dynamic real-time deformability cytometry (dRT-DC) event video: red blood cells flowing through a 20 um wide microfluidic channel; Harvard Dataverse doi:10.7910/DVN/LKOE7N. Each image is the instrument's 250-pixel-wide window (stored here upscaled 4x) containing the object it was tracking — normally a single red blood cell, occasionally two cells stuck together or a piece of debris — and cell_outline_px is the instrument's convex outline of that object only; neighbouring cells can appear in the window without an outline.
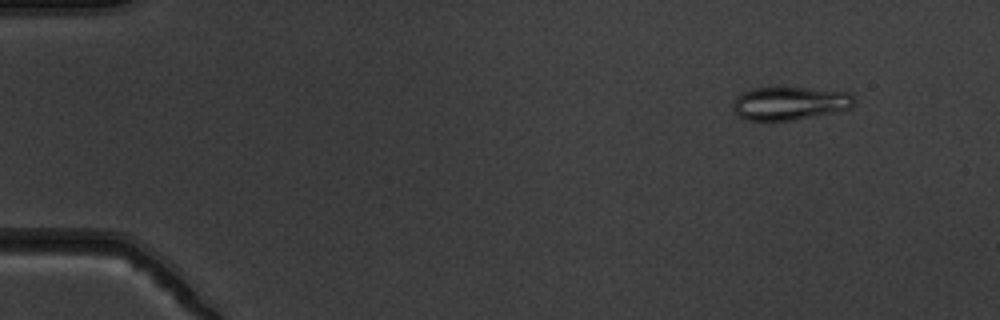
{"species": "common noctule bat (a hibernating species)", "species_latin": "Nyctalus noctula", "temperature_condition": "warm", "stored_images_in_passage": 54, "camera_frame_rate_fps": 3000, "um_per_image_px": 0.085, "animal": {"sex": "male", "body_mass_g": 19.5, "forearm_length_mm": 54.6}, "frame": {"image": 1, "passage_image": 6, "time_ms": 1.667, "image_size_px": [1000, 320], "cell_outline_px": [[856, 100], [852, 108], [792, 120], [744, 120], [732, 108], [732, 104], [736, 96], [752, 88], [804, 88], [852, 92], [856, 96]], "centroid_in_image_um": [67.16, 8.77], "position_along_channel_um": 17.8, "area_um2": 23.41}}
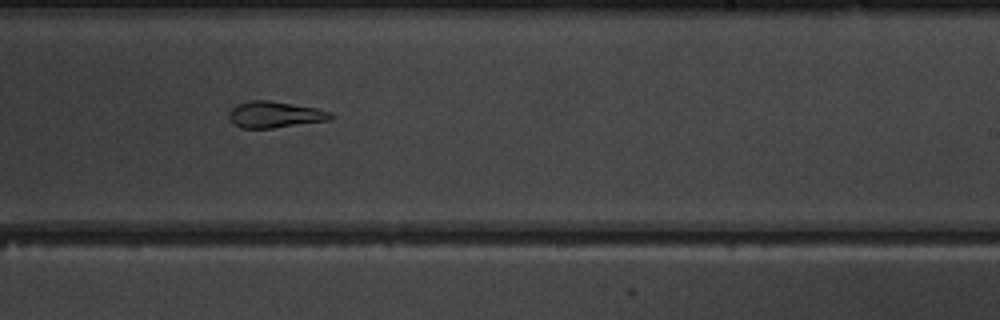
{"frame": {"image": 2, "passage_image": 34, "time_ms": 11.0, "image_size_px": [1000, 320], "cell_outline_px": [[336, 116], [332, 120], [272, 128], [240, 128], [232, 124], [228, 116], [228, 112], [236, 104], [252, 100], [268, 100], [316, 108], [328, 112]], "centroid_in_image_um": [23.34, 9.75], "position_along_channel_um": 265.7, "area_um2": 15.72}}
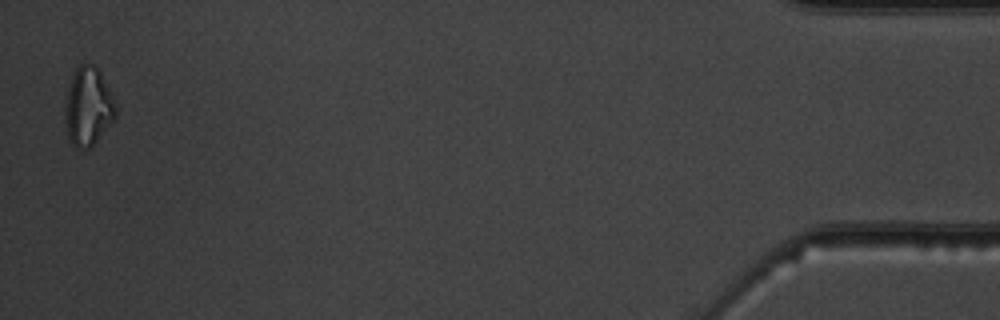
{"frame": {"image": 3, "passage_image": 53, "time_ms": 17.333, "image_size_px": [1000, 320], "cell_outline_px": [[116, 116], [92, 148], [76, 148], [72, 144], [68, 136], [64, 120], [64, 108], [68, 88], [72, 76], [76, 68], [80, 64], [92, 64], [100, 72], [116, 104]], "centroid_in_image_um": [7.47, 9.1], "position_along_channel_um": 427.7, "area_um2": 23.12}, "authors_computed_cell_mechanics": {"area_um2": 19.7387, "velocity_mm_per_s": 3.8644, "shape_relaxation_time_tau1_ms": 7.5877, "shape_relaxation_time_tau2_ms": 3.3638, "deformation_change_tau1": 0.2086, "deformation_change_tau2": 0.0794}}